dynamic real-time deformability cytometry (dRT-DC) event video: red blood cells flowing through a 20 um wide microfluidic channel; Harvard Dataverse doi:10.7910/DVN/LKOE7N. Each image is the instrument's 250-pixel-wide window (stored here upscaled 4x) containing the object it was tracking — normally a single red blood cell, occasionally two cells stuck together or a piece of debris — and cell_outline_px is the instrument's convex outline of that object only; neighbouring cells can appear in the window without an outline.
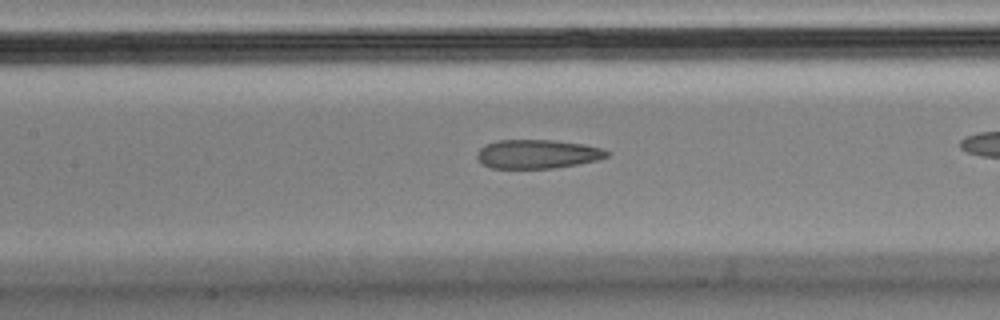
{"species": "Egyptian fruit bat (a non-hibernating species)", "species_latin": "Rousettus aegyptiacus", "temperature_condition": "cold", "stored_images_in_passage": 43, "camera_frame_rate_fps": 3000, "um_per_image_px": 0.085, "animal": {"sex": "male"}, "frame": {"image": 1, "passage_image": 25, "time_ms": 8.0, "image_size_px": [1000, 320], "cell_outline_px": [[608, 156], [596, 160], [576, 164], [552, 168], [492, 168], [484, 164], [476, 156], [476, 152], [484, 144], [500, 140], [552, 140], [584, 144], [600, 148], [608, 152]], "centroid_in_image_um": [45.64, 13.08], "position_along_channel_um": 161.8, "area_um2": 21.62}}